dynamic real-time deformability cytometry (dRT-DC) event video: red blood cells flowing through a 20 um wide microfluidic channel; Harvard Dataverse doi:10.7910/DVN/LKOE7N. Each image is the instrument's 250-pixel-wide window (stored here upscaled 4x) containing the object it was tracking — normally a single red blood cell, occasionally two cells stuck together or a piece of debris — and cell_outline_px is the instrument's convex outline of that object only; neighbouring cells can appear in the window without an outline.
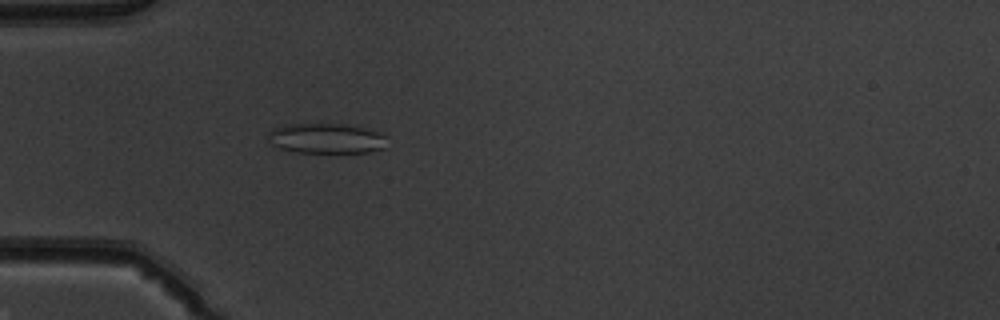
{"species": "common noctule bat (a hibernating species)", "species_latin": "Nyctalus noctula", "temperature_condition": "warm", "stored_images_in_passage": 48, "camera_frame_rate_fps": 3000, "um_per_image_px": 0.085, "animal": {"sex": "male", "body_mass_g": 19.5, "forearm_length_mm": 54.6}, "frame": {"image": 1, "passage_image": 13, "time_ms": 4.0, "image_size_px": [1000, 320], "cell_outline_px": [[384, 148], [368, 152], [296, 152], [280, 148], [272, 144], [268, 136], [268, 132], [276, 128], [288, 124], [344, 124], [364, 128], [376, 132], [384, 136]], "centroid_in_image_um": [27.7, 11.76], "position_along_channel_um": 57.3, "area_um2": 20.4}}
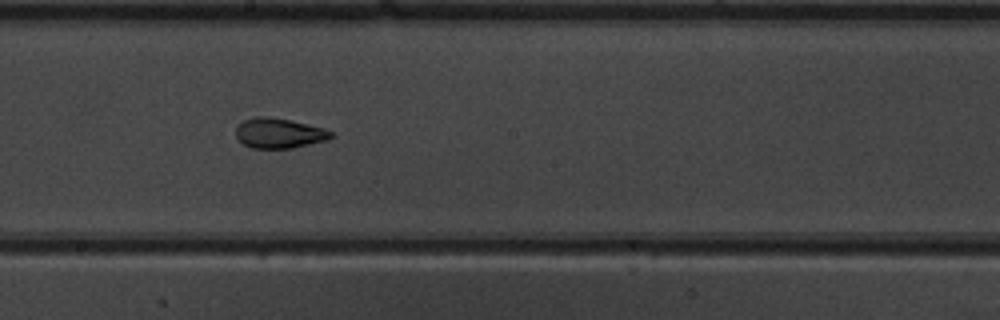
{"frame": {"image": 2, "passage_image": 26, "time_ms": 8.333, "image_size_px": [1000, 320], "cell_outline_px": [[332, 136], [328, 140], [292, 148], [252, 148], [244, 144], [236, 136], [236, 128], [244, 120], [256, 116], [268, 116], [288, 120], [324, 128], [332, 132]], "centroid_in_image_um": [23.72, 11.32], "position_along_channel_um": 224.5, "area_um2": 16.47}}
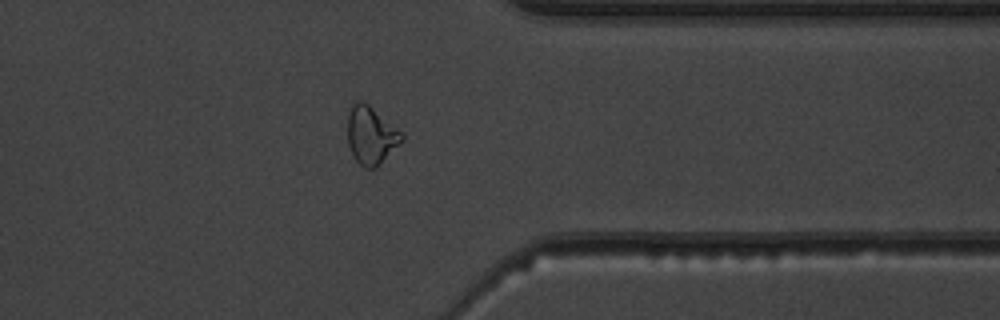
{"frame": {"image": 3, "passage_image": 38, "time_ms": 12.333, "image_size_px": [1000, 320], "cell_outline_px": [[404, 140], [376, 168], [364, 168], [352, 156], [348, 144], [348, 112], [352, 104], [356, 100], [360, 100], [368, 104], [404, 132]], "centroid_in_image_um": [31.55, 11.49], "position_along_channel_um": 379.8, "area_um2": 18.55}, "authors_computed_cell_mechanics": {"area_um2": 18.7272, "velocity_mm_per_s": 4.0121, "shape_relaxation_time_tau1_ms": null, "shape_relaxation_time_tau2_ms": 1.7255, "deformation_change_tau1": null, "deformation_change_tau2": 0.0912}}